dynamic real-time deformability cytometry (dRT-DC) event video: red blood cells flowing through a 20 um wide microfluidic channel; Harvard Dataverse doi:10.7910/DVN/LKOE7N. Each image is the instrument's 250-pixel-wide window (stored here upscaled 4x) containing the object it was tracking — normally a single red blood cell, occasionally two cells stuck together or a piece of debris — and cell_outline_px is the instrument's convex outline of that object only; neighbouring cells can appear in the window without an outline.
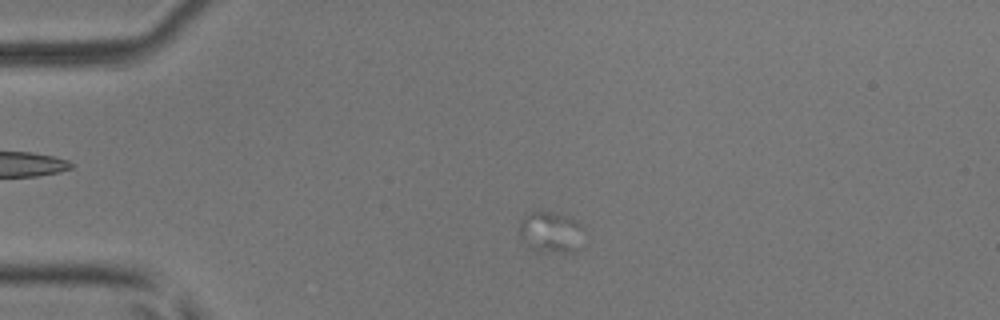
{"species": "common noctule bat (a hibernating species)", "species_latin": "Nyctalus noctula", "temperature_condition": "room temperature", "stored_images_in_passage": 17, "camera_frame_rate_fps": 3000, "um_per_image_px": 0.085, "animal": {"sex": "male", "body_mass_g": 17.9, "forearm_length_mm": 54.2}, "frame": {"image": 1, "passage_image": 10, "time_ms": 3.0, "image_size_px": [1000, 320], "cell_outline_px": [[584, 228], [576, 252], [536, 252], [528, 248], [524, 244], [520, 236], [520, 220], [524, 216], [532, 212], [548, 212], [564, 216], [576, 220]], "centroid_in_image_um": [46.78, 19.77], "position_along_channel_um": 38.2, "area_um2": 15.43}}
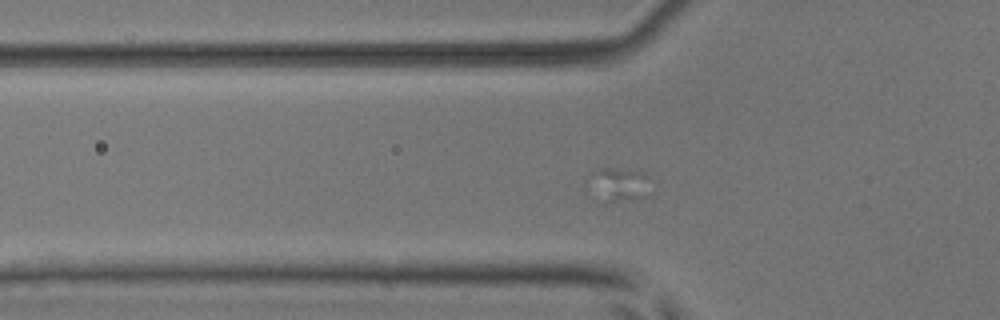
{"frame": {"image": 2, "passage_image": 16, "time_ms": 5.0, "image_size_px": [1000, 320], "cell_outline_px": [[652, 196], [604, 204], [592, 176], [592, 172], [604, 168], [640, 168], [648, 176], [652, 192]], "centroid_in_image_um": [52.86, 15.66], "position_along_channel_um": 72.9, "area_um2": 12.14}}